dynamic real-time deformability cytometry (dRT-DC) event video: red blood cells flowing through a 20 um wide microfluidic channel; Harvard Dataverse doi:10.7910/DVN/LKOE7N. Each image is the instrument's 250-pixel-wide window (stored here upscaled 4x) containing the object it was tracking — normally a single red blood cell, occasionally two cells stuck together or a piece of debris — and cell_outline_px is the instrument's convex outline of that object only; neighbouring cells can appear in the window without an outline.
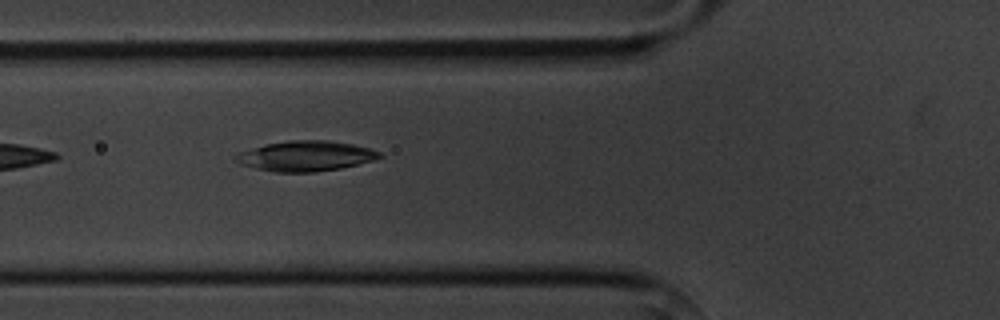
{"species": "common noctule bat (a hibernating species)", "species_latin": "Nyctalus noctula", "temperature_condition": "cold", "stored_images_in_passage": 6, "camera_frame_rate_fps": 3000, "um_per_image_px": 0.085, "animal": {"sex": "male", "body_mass_g": 20.1, "forearm_length_mm": 53.5}, "frame": {"image": 1, "passage_image": 6, "time_ms": 5.667, "image_size_px": [1000, 320], "cell_outline_px": [[384, 156], [372, 160], [340, 168], [316, 172], [276, 172], [256, 168], [240, 164], [232, 160], [232, 156], [236, 152], [268, 144], [288, 140], [328, 140], [352, 144], [368, 148], [380, 152]], "centroid_in_image_um": [25.92, 13.26], "position_along_channel_um": 99.9, "area_um2": 25.32}}